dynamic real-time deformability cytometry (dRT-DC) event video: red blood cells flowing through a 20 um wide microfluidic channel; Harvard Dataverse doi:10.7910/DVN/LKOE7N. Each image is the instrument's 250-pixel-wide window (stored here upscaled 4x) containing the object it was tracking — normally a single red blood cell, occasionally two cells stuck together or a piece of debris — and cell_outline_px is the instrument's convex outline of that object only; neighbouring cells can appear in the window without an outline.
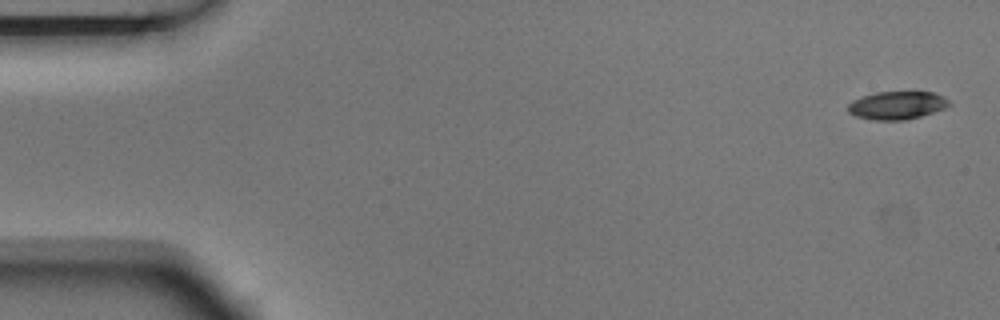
{"species": "Egyptian fruit bat (a non-hibernating species)", "species_latin": "Rousettus aegyptiacus", "temperature_condition": "room temperature", "stored_images_in_passage": 4, "camera_frame_rate_fps": 3000, "um_per_image_px": 0.085, "animal": {"sex": "male"}, "frame": {"image": 1, "passage_image": 1, "time_ms": 0.0, "image_size_px": [1000, 320], "cell_outline_px": [[952, 104], [944, 108], [920, 116], [904, 120], [872, 120], [856, 116], [848, 112], [848, 104], [852, 100], [876, 92], [932, 92], [944, 96]], "centroid_in_image_um": [76.24, 8.95], "position_along_channel_um": 8.8, "area_um2": 16.42}}
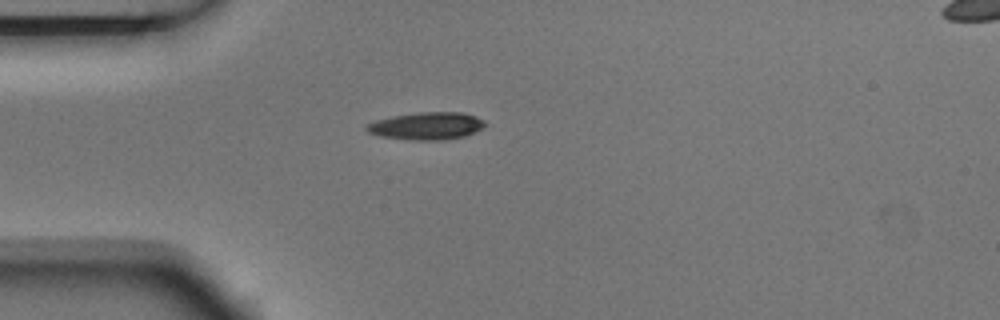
{"frame": {"image": 2, "passage_image": 4, "time_ms": 1.0, "image_size_px": [1000, 320], "cell_outline_px": [[488, 124], [484, 128], [476, 132], [464, 136], [444, 140], [408, 140], [380, 136], [368, 132], [364, 128], [368, 124], [376, 120], [392, 116], [420, 112], [464, 112], [476, 116], [484, 120]], "centroid_in_image_um": [36.31, 10.7], "position_along_channel_um": 48.7, "area_um2": 19.19}}